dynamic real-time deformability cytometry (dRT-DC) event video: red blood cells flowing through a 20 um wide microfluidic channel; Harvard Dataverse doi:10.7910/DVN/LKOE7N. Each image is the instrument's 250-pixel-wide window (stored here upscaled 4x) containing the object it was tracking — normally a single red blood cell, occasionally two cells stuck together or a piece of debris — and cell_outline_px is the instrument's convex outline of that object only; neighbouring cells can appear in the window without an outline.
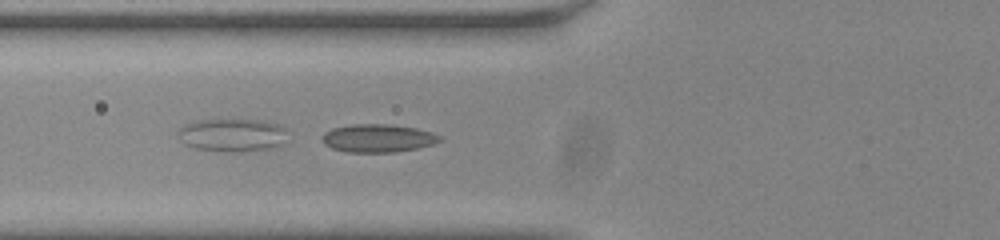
{"species": "common noctule bat (a hibernating species)", "species_latin": "Nyctalus noctula", "temperature_condition": "room temperature", "stored_images_in_passage": 41, "camera_frame_rate_fps": 3000, "um_per_image_px": 0.085, "animal": {"sex": "male", "body_mass_g": 20.0, "forearm_length_mm": 53.3}, "frame": {"image": 1, "passage_image": 8, "time_ms": 2.333, "image_size_px": [1000, 240], "cell_outline_px": [[444, 140], [432, 144], [416, 148], [396, 152], [348, 152], [332, 148], [324, 144], [320, 136], [324, 132], [332, 128], [352, 124], [392, 124], [416, 128], [432, 132], [440, 136]], "centroid_in_image_um": [32.11, 11.74], "position_along_channel_um": 93.7, "area_um2": 19.36}}
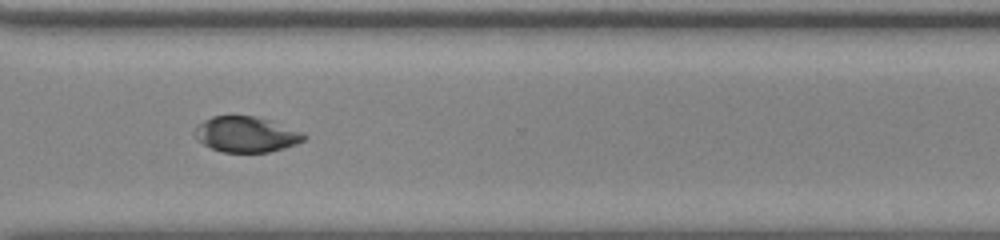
{"frame": {"image": 2, "passage_image": 28, "time_ms": 9.0, "image_size_px": [1000, 240], "cell_outline_px": [[308, 136], [304, 140], [296, 144], [284, 148], [268, 152], [224, 152], [212, 148], [204, 144], [192, 132], [196, 124], [212, 116], [256, 116], [272, 120], [304, 132]], "centroid_in_image_um": [20.95, 11.4], "position_along_channel_um": 349.7, "area_um2": 22.83}}
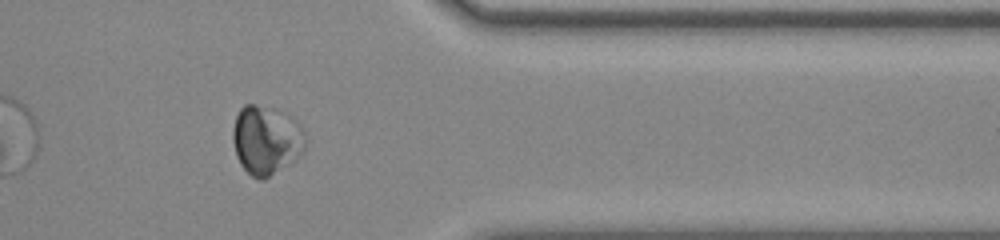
{"frame": {"image": 3, "passage_image": 32, "time_ms": 10.333, "image_size_px": [1000, 240], "cell_outline_px": [[304, 148], [296, 160], [264, 180], [256, 180], [240, 164], [236, 156], [232, 140], [232, 128], [236, 116], [240, 108], [244, 104], [256, 104], [276, 108], [292, 116], [296, 120], [304, 132]], "centroid_in_image_um": [22.61, 11.89], "position_along_channel_um": 388.8, "area_um2": 29.59}}